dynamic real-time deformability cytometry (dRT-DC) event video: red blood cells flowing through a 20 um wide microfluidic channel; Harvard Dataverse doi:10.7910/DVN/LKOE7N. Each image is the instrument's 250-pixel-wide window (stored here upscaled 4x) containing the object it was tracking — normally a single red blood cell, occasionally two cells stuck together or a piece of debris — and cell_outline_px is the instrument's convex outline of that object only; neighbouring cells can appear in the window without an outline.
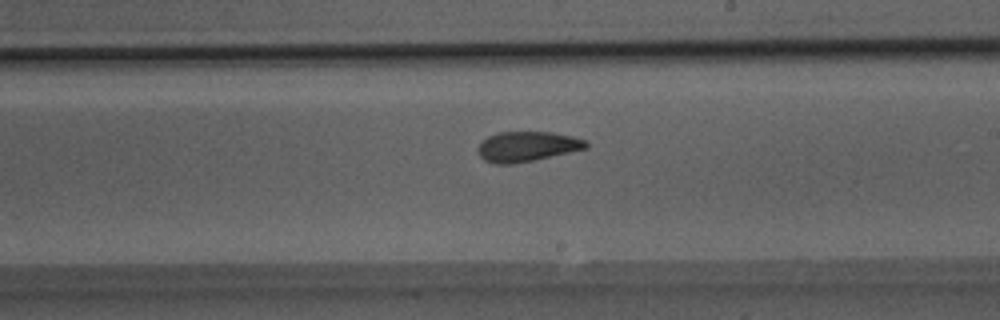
{"species": "Egyptian fruit bat (a non-hibernating species)", "species_latin": "Rousettus aegyptiacus", "temperature_condition": "room temperature", "stored_images_in_passage": 36, "camera_frame_rate_fps": 3000, "um_per_image_px": 0.085, "animal": {"sex": "male"}, "frame": {"image": 1, "passage_image": 18, "time_ms": 5.667, "image_size_px": [1000, 320], "cell_outline_px": [[588, 148], [532, 160], [512, 164], [496, 164], [484, 160], [480, 156], [476, 148], [480, 140], [496, 132], [552, 132], [572, 136], [588, 140]], "centroid_in_image_um": [44.77, 12.44], "position_along_channel_um": 244.2, "area_um2": 19.07}}
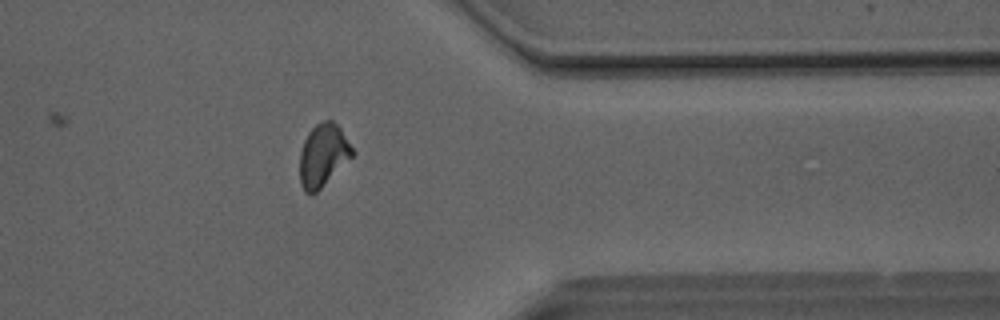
{"frame": {"image": 2, "passage_image": 29, "time_ms": 9.333, "image_size_px": [1000, 320], "cell_outline_px": [[356, 152], [312, 196], [304, 192], [300, 184], [300, 152], [304, 140], [308, 132], [316, 124], [324, 120], [332, 120], [340, 128]], "centroid_in_image_um": [27.44, 13.19], "position_along_channel_um": 384.0, "area_um2": 19.07}}
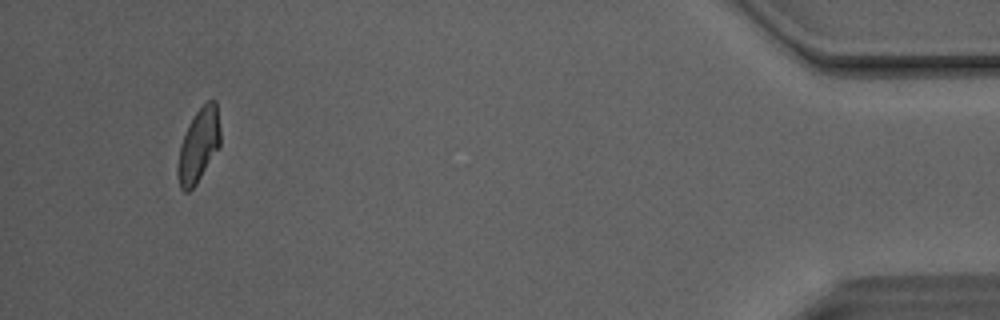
{"frame": {"image": 3, "passage_image": 36, "time_ms": 11.667, "image_size_px": [1000, 320], "cell_outline_px": [[220, 144], [196, 184], [188, 192], [184, 192], [180, 188], [176, 172], [176, 168], [180, 144], [188, 124], [196, 112], [208, 100], [216, 100], [220, 132]], "centroid_in_image_um": [16.85, 12.37], "position_along_channel_um": 418.4, "area_um2": 18.15}, "authors_computed_cell_mechanics": {"area_um2": 19.1318, "velocity_mm_per_s": 4.1155, "shape_relaxation_time_tau1_ms": 3.9974, "shape_relaxation_time_tau2_ms": 1.4792, "deformation_change_tau1": 0.1332, "deformation_change_tau2": 0.0828}}